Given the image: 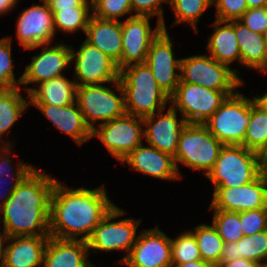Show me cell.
Listing matches in <instances>:
<instances>
[{"label": "cell", "instance_id": "obj_6", "mask_svg": "<svg viewBox=\"0 0 267 267\" xmlns=\"http://www.w3.org/2000/svg\"><path fill=\"white\" fill-rule=\"evenodd\" d=\"M251 122V98L239 91L223 101L220 108L203 124L223 145H242Z\"/></svg>", "mask_w": 267, "mask_h": 267}, {"label": "cell", "instance_id": "obj_17", "mask_svg": "<svg viewBox=\"0 0 267 267\" xmlns=\"http://www.w3.org/2000/svg\"><path fill=\"white\" fill-rule=\"evenodd\" d=\"M24 9L17 19V41L25 50L39 48L40 45L51 44L55 32L53 12L46 2Z\"/></svg>", "mask_w": 267, "mask_h": 267}, {"label": "cell", "instance_id": "obj_32", "mask_svg": "<svg viewBox=\"0 0 267 267\" xmlns=\"http://www.w3.org/2000/svg\"><path fill=\"white\" fill-rule=\"evenodd\" d=\"M267 142V110L251 98V122L247 127L243 146L259 153Z\"/></svg>", "mask_w": 267, "mask_h": 267}, {"label": "cell", "instance_id": "obj_30", "mask_svg": "<svg viewBox=\"0 0 267 267\" xmlns=\"http://www.w3.org/2000/svg\"><path fill=\"white\" fill-rule=\"evenodd\" d=\"M201 259L215 266L220 263L224 241L213 225L200 224L193 229Z\"/></svg>", "mask_w": 267, "mask_h": 267}, {"label": "cell", "instance_id": "obj_26", "mask_svg": "<svg viewBox=\"0 0 267 267\" xmlns=\"http://www.w3.org/2000/svg\"><path fill=\"white\" fill-rule=\"evenodd\" d=\"M29 104L70 105L76 101L77 84L64 75L38 84V88L27 87Z\"/></svg>", "mask_w": 267, "mask_h": 267}, {"label": "cell", "instance_id": "obj_21", "mask_svg": "<svg viewBox=\"0 0 267 267\" xmlns=\"http://www.w3.org/2000/svg\"><path fill=\"white\" fill-rule=\"evenodd\" d=\"M49 119L55 127L79 146L92 138V130L86 124L77 101L70 105L33 104Z\"/></svg>", "mask_w": 267, "mask_h": 267}, {"label": "cell", "instance_id": "obj_40", "mask_svg": "<svg viewBox=\"0 0 267 267\" xmlns=\"http://www.w3.org/2000/svg\"><path fill=\"white\" fill-rule=\"evenodd\" d=\"M216 6V20L232 21L239 20L248 10L246 0H212Z\"/></svg>", "mask_w": 267, "mask_h": 267}, {"label": "cell", "instance_id": "obj_24", "mask_svg": "<svg viewBox=\"0 0 267 267\" xmlns=\"http://www.w3.org/2000/svg\"><path fill=\"white\" fill-rule=\"evenodd\" d=\"M86 41L114 60L120 69L122 56L121 21L91 15L86 28Z\"/></svg>", "mask_w": 267, "mask_h": 267}, {"label": "cell", "instance_id": "obj_47", "mask_svg": "<svg viewBox=\"0 0 267 267\" xmlns=\"http://www.w3.org/2000/svg\"><path fill=\"white\" fill-rule=\"evenodd\" d=\"M18 0H0V15L2 16L4 13H9L12 11L13 7L15 8Z\"/></svg>", "mask_w": 267, "mask_h": 267}, {"label": "cell", "instance_id": "obj_42", "mask_svg": "<svg viewBox=\"0 0 267 267\" xmlns=\"http://www.w3.org/2000/svg\"><path fill=\"white\" fill-rule=\"evenodd\" d=\"M239 20L251 31L264 35L267 30V6L248 9Z\"/></svg>", "mask_w": 267, "mask_h": 267}, {"label": "cell", "instance_id": "obj_13", "mask_svg": "<svg viewBox=\"0 0 267 267\" xmlns=\"http://www.w3.org/2000/svg\"><path fill=\"white\" fill-rule=\"evenodd\" d=\"M267 208V172L240 187H216L210 210L244 212Z\"/></svg>", "mask_w": 267, "mask_h": 267}, {"label": "cell", "instance_id": "obj_5", "mask_svg": "<svg viewBox=\"0 0 267 267\" xmlns=\"http://www.w3.org/2000/svg\"><path fill=\"white\" fill-rule=\"evenodd\" d=\"M224 145L204 124L187 123L182 130L174 162L180 177L178 163L193 170H201L205 177L212 170Z\"/></svg>", "mask_w": 267, "mask_h": 267}, {"label": "cell", "instance_id": "obj_45", "mask_svg": "<svg viewBox=\"0 0 267 267\" xmlns=\"http://www.w3.org/2000/svg\"><path fill=\"white\" fill-rule=\"evenodd\" d=\"M217 267H263V266L255 261L239 258L229 262L219 263Z\"/></svg>", "mask_w": 267, "mask_h": 267}, {"label": "cell", "instance_id": "obj_1", "mask_svg": "<svg viewBox=\"0 0 267 267\" xmlns=\"http://www.w3.org/2000/svg\"><path fill=\"white\" fill-rule=\"evenodd\" d=\"M106 192L103 185L95 189H71L57 179L51 196L50 236L87 241L94 228L116 206Z\"/></svg>", "mask_w": 267, "mask_h": 267}, {"label": "cell", "instance_id": "obj_9", "mask_svg": "<svg viewBox=\"0 0 267 267\" xmlns=\"http://www.w3.org/2000/svg\"><path fill=\"white\" fill-rule=\"evenodd\" d=\"M126 212L117 205L94 228L90 238L87 240L88 249L94 253L97 250L111 252L114 250L125 251L126 255L120 262L123 263L131 252L138 235L136 231L141 220L133 218L112 221Z\"/></svg>", "mask_w": 267, "mask_h": 267}, {"label": "cell", "instance_id": "obj_2", "mask_svg": "<svg viewBox=\"0 0 267 267\" xmlns=\"http://www.w3.org/2000/svg\"><path fill=\"white\" fill-rule=\"evenodd\" d=\"M57 179L34 168L0 208L8 237L50 236L51 196Z\"/></svg>", "mask_w": 267, "mask_h": 267}, {"label": "cell", "instance_id": "obj_11", "mask_svg": "<svg viewBox=\"0 0 267 267\" xmlns=\"http://www.w3.org/2000/svg\"><path fill=\"white\" fill-rule=\"evenodd\" d=\"M143 118L125 113L100 126H95L92 137L99 138L111 156L121 161L137 148L144 138Z\"/></svg>", "mask_w": 267, "mask_h": 267}, {"label": "cell", "instance_id": "obj_27", "mask_svg": "<svg viewBox=\"0 0 267 267\" xmlns=\"http://www.w3.org/2000/svg\"><path fill=\"white\" fill-rule=\"evenodd\" d=\"M212 26L214 32L208 38L206 45L209 55L227 66L235 60L241 63V53L234 27L228 21L219 20H215Z\"/></svg>", "mask_w": 267, "mask_h": 267}, {"label": "cell", "instance_id": "obj_20", "mask_svg": "<svg viewBox=\"0 0 267 267\" xmlns=\"http://www.w3.org/2000/svg\"><path fill=\"white\" fill-rule=\"evenodd\" d=\"M120 162L127 163L132 169L161 180H178L174 157L164 153L151 145L141 143Z\"/></svg>", "mask_w": 267, "mask_h": 267}, {"label": "cell", "instance_id": "obj_44", "mask_svg": "<svg viewBox=\"0 0 267 267\" xmlns=\"http://www.w3.org/2000/svg\"><path fill=\"white\" fill-rule=\"evenodd\" d=\"M239 258L240 255H238L237 242L224 243L220 263L229 262Z\"/></svg>", "mask_w": 267, "mask_h": 267}, {"label": "cell", "instance_id": "obj_41", "mask_svg": "<svg viewBox=\"0 0 267 267\" xmlns=\"http://www.w3.org/2000/svg\"><path fill=\"white\" fill-rule=\"evenodd\" d=\"M162 3H169V0H131L132 11L136 12L134 15L139 16H157V21L162 24L163 30L167 31L164 17Z\"/></svg>", "mask_w": 267, "mask_h": 267}, {"label": "cell", "instance_id": "obj_51", "mask_svg": "<svg viewBox=\"0 0 267 267\" xmlns=\"http://www.w3.org/2000/svg\"><path fill=\"white\" fill-rule=\"evenodd\" d=\"M255 101L267 110V93L262 96H256Z\"/></svg>", "mask_w": 267, "mask_h": 267}, {"label": "cell", "instance_id": "obj_28", "mask_svg": "<svg viewBox=\"0 0 267 267\" xmlns=\"http://www.w3.org/2000/svg\"><path fill=\"white\" fill-rule=\"evenodd\" d=\"M21 87L13 89H0V143L10 145L11 142L2 140L16 121L27 109L29 100L24 99L20 93ZM6 141V142H5Z\"/></svg>", "mask_w": 267, "mask_h": 267}, {"label": "cell", "instance_id": "obj_52", "mask_svg": "<svg viewBox=\"0 0 267 267\" xmlns=\"http://www.w3.org/2000/svg\"><path fill=\"white\" fill-rule=\"evenodd\" d=\"M264 37H265V43H266V56H267V30L264 34Z\"/></svg>", "mask_w": 267, "mask_h": 267}, {"label": "cell", "instance_id": "obj_34", "mask_svg": "<svg viewBox=\"0 0 267 267\" xmlns=\"http://www.w3.org/2000/svg\"><path fill=\"white\" fill-rule=\"evenodd\" d=\"M237 250L240 258L252 260L267 267V230L252 236H243L237 241Z\"/></svg>", "mask_w": 267, "mask_h": 267}, {"label": "cell", "instance_id": "obj_38", "mask_svg": "<svg viewBox=\"0 0 267 267\" xmlns=\"http://www.w3.org/2000/svg\"><path fill=\"white\" fill-rule=\"evenodd\" d=\"M92 15L109 20H118L132 12L131 0H92Z\"/></svg>", "mask_w": 267, "mask_h": 267}, {"label": "cell", "instance_id": "obj_29", "mask_svg": "<svg viewBox=\"0 0 267 267\" xmlns=\"http://www.w3.org/2000/svg\"><path fill=\"white\" fill-rule=\"evenodd\" d=\"M12 148L11 144L10 145H2L0 146V189L5 190L4 186H9V185H5L7 184H13L10 187L7 188V192L4 194V192L2 193L0 191V197L3 198L1 199L2 202H0V208L4 205V203L8 200V198L10 196H12L14 190L18 187V185L21 183V181L35 168L29 164L23 163L22 160L18 161V164L16 165V169L15 166L13 168L12 166V160L13 159H9L10 155H12V151H10V149ZM11 170H14V172L12 173ZM11 172V173H10ZM10 175V180L14 179V183L13 182H8L10 181L9 179H4L5 176H9ZM12 176V178H11ZM4 184V186H3ZM2 190V191H3ZM3 196V197H2Z\"/></svg>", "mask_w": 267, "mask_h": 267}, {"label": "cell", "instance_id": "obj_39", "mask_svg": "<svg viewBox=\"0 0 267 267\" xmlns=\"http://www.w3.org/2000/svg\"><path fill=\"white\" fill-rule=\"evenodd\" d=\"M240 221L244 236H252L267 230V208L240 212Z\"/></svg>", "mask_w": 267, "mask_h": 267}, {"label": "cell", "instance_id": "obj_35", "mask_svg": "<svg viewBox=\"0 0 267 267\" xmlns=\"http://www.w3.org/2000/svg\"><path fill=\"white\" fill-rule=\"evenodd\" d=\"M214 211L212 225L216 228L224 243L237 242L243 235L240 213L224 210Z\"/></svg>", "mask_w": 267, "mask_h": 267}, {"label": "cell", "instance_id": "obj_14", "mask_svg": "<svg viewBox=\"0 0 267 267\" xmlns=\"http://www.w3.org/2000/svg\"><path fill=\"white\" fill-rule=\"evenodd\" d=\"M150 18L152 17L131 13L124 22H121L120 70L131 64L145 63L150 44L163 30L160 22H157V26L152 30L149 23Z\"/></svg>", "mask_w": 267, "mask_h": 267}, {"label": "cell", "instance_id": "obj_37", "mask_svg": "<svg viewBox=\"0 0 267 267\" xmlns=\"http://www.w3.org/2000/svg\"><path fill=\"white\" fill-rule=\"evenodd\" d=\"M10 37L0 39V89L20 87L22 75L16 79L13 72V60Z\"/></svg>", "mask_w": 267, "mask_h": 267}, {"label": "cell", "instance_id": "obj_36", "mask_svg": "<svg viewBox=\"0 0 267 267\" xmlns=\"http://www.w3.org/2000/svg\"><path fill=\"white\" fill-rule=\"evenodd\" d=\"M171 256L172 264L201 260L200 251L192 230L184 231L175 239L171 238Z\"/></svg>", "mask_w": 267, "mask_h": 267}, {"label": "cell", "instance_id": "obj_49", "mask_svg": "<svg viewBox=\"0 0 267 267\" xmlns=\"http://www.w3.org/2000/svg\"><path fill=\"white\" fill-rule=\"evenodd\" d=\"M258 157L263 171L267 172V142L263 149L258 153Z\"/></svg>", "mask_w": 267, "mask_h": 267}, {"label": "cell", "instance_id": "obj_18", "mask_svg": "<svg viewBox=\"0 0 267 267\" xmlns=\"http://www.w3.org/2000/svg\"><path fill=\"white\" fill-rule=\"evenodd\" d=\"M163 112L161 110L143 118L144 141L174 157L180 134L187 122L183 117L178 121L177 111L171 105L166 113Z\"/></svg>", "mask_w": 267, "mask_h": 267}, {"label": "cell", "instance_id": "obj_23", "mask_svg": "<svg viewBox=\"0 0 267 267\" xmlns=\"http://www.w3.org/2000/svg\"><path fill=\"white\" fill-rule=\"evenodd\" d=\"M49 236H16L7 238L1 267H43Z\"/></svg>", "mask_w": 267, "mask_h": 267}, {"label": "cell", "instance_id": "obj_7", "mask_svg": "<svg viewBox=\"0 0 267 267\" xmlns=\"http://www.w3.org/2000/svg\"><path fill=\"white\" fill-rule=\"evenodd\" d=\"M237 69L219 63L208 55L182 58L180 62V82L197 84L221 92H236L243 85Z\"/></svg>", "mask_w": 267, "mask_h": 267}, {"label": "cell", "instance_id": "obj_33", "mask_svg": "<svg viewBox=\"0 0 267 267\" xmlns=\"http://www.w3.org/2000/svg\"><path fill=\"white\" fill-rule=\"evenodd\" d=\"M175 15V24L186 23L198 33V20L212 6V0H169Z\"/></svg>", "mask_w": 267, "mask_h": 267}, {"label": "cell", "instance_id": "obj_46", "mask_svg": "<svg viewBox=\"0 0 267 267\" xmlns=\"http://www.w3.org/2000/svg\"><path fill=\"white\" fill-rule=\"evenodd\" d=\"M172 267H217L208 262H204L202 259L198 261L186 262L183 264H172Z\"/></svg>", "mask_w": 267, "mask_h": 267}, {"label": "cell", "instance_id": "obj_22", "mask_svg": "<svg viewBox=\"0 0 267 267\" xmlns=\"http://www.w3.org/2000/svg\"><path fill=\"white\" fill-rule=\"evenodd\" d=\"M89 255L87 241L49 236L43 267H95L88 259Z\"/></svg>", "mask_w": 267, "mask_h": 267}, {"label": "cell", "instance_id": "obj_19", "mask_svg": "<svg viewBox=\"0 0 267 267\" xmlns=\"http://www.w3.org/2000/svg\"><path fill=\"white\" fill-rule=\"evenodd\" d=\"M49 46L40 45L42 52L32 57V61L25 67L20 86L28 84H40L55 77L62 76V71L71 63V46L66 44Z\"/></svg>", "mask_w": 267, "mask_h": 267}, {"label": "cell", "instance_id": "obj_43", "mask_svg": "<svg viewBox=\"0 0 267 267\" xmlns=\"http://www.w3.org/2000/svg\"><path fill=\"white\" fill-rule=\"evenodd\" d=\"M50 10L73 9L80 7L86 0H44Z\"/></svg>", "mask_w": 267, "mask_h": 267}, {"label": "cell", "instance_id": "obj_50", "mask_svg": "<svg viewBox=\"0 0 267 267\" xmlns=\"http://www.w3.org/2000/svg\"><path fill=\"white\" fill-rule=\"evenodd\" d=\"M246 3L248 6V9L267 6V0H246Z\"/></svg>", "mask_w": 267, "mask_h": 267}, {"label": "cell", "instance_id": "obj_25", "mask_svg": "<svg viewBox=\"0 0 267 267\" xmlns=\"http://www.w3.org/2000/svg\"><path fill=\"white\" fill-rule=\"evenodd\" d=\"M235 30L241 53V64L247 68L267 72L265 37L247 28L240 20L228 21Z\"/></svg>", "mask_w": 267, "mask_h": 267}, {"label": "cell", "instance_id": "obj_12", "mask_svg": "<svg viewBox=\"0 0 267 267\" xmlns=\"http://www.w3.org/2000/svg\"><path fill=\"white\" fill-rule=\"evenodd\" d=\"M74 60V81L77 86L109 84L120 77L117 63L84 40L77 52L71 46V61Z\"/></svg>", "mask_w": 267, "mask_h": 267}, {"label": "cell", "instance_id": "obj_8", "mask_svg": "<svg viewBox=\"0 0 267 267\" xmlns=\"http://www.w3.org/2000/svg\"><path fill=\"white\" fill-rule=\"evenodd\" d=\"M118 96L111 88L102 84L77 86L76 101L88 127L93 131L94 123L99 126L123 116L125 111L124 90L119 79L113 82ZM101 121V122H100Z\"/></svg>", "mask_w": 267, "mask_h": 267}, {"label": "cell", "instance_id": "obj_31", "mask_svg": "<svg viewBox=\"0 0 267 267\" xmlns=\"http://www.w3.org/2000/svg\"><path fill=\"white\" fill-rule=\"evenodd\" d=\"M90 5H92V0H86L80 7L51 10L53 12L55 32L60 30L64 33H74L77 30H82L85 33L92 15V10L90 9L92 6Z\"/></svg>", "mask_w": 267, "mask_h": 267}, {"label": "cell", "instance_id": "obj_16", "mask_svg": "<svg viewBox=\"0 0 267 267\" xmlns=\"http://www.w3.org/2000/svg\"><path fill=\"white\" fill-rule=\"evenodd\" d=\"M172 47L173 42L168 31L162 30L150 44L145 61L151 69L159 87L169 97L175 93L180 82L181 59L174 58Z\"/></svg>", "mask_w": 267, "mask_h": 267}, {"label": "cell", "instance_id": "obj_4", "mask_svg": "<svg viewBox=\"0 0 267 267\" xmlns=\"http://www.w3.org/2000/svg\"><path fill=\"white\" fill-rule=\"evenodd\" d=\"M263 169L258 153L242 145H224L214 167L207 174L216 187H240L255 180Z\"/></svg>", "mask_w": 267, "mask_h": 267}, {"label": "cell", "instance_id": "obj_15", "mask_svg": "<svg viewBox=\"0 0 267 267\" xmlns=\"http://www.w3.org/2000/svg\"><path fill=\"white\" fill-rule=\"evenodd\" d=\"M122 264L127 267H172L171 238L158 226L141 231Z\"/></svg>", "mask_w": 267, "mask_h": 267}, {"label": "cell", "instance_id": "obj_48", "mask_svg": "<svg viewBox=\"0 0 267 267\" xmlns=\"http://www.w3.org/2000/svg\"><path fill=\"white\" fill-rule=\"evenodd\" d=\"M1 217H0V222H1ZM7 234L6 231L3 229V232L0 231V267L2 266L3 263V259H4V251H5V246L4 244H6L7 242Z\"/></svg>", "mask_w": 267, "mask_h": 267}, {"label": "cell", "instance_id": "obj_10", "mask_svg": "<svg viewBox=\"0 0 267 267\" xmlns=\"http://www.w3.org/2000/svg\"><path fill=\"white\" fill-rule=\"evenodd\" d=\"M234 93L179 82L175 93L170 97V104L187 123L203 124L220 108L227 96Z\"/></svg>", "mask_w": 267, "mask_h": 267}, {"label": "cell", "instance_id": "obj_3", "mask_svg": "<svg viewBox=\"0 0 267 267\" xmlns=\"http://www.w3.org/2000/svg\"><path fill=\"white\" fill-rule=\"evenodd\" d=\"M127 114L144 118L164 110L170 97L159 87L146 63L131 64L120 71Z\"/></svg>", "mask_w": 267, "mask_h": 267}]
</instances>
